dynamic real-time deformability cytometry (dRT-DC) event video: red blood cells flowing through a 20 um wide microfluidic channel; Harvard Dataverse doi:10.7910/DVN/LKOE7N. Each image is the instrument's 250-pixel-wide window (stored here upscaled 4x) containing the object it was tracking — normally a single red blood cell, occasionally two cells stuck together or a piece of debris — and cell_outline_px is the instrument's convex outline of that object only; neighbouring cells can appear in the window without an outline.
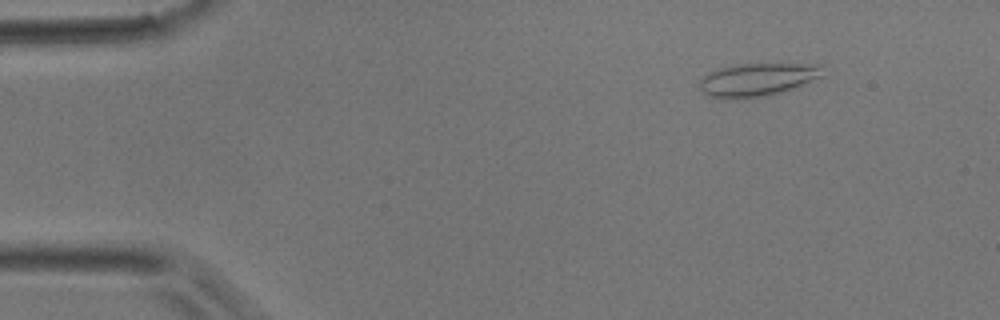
{"species": "common noctule bat (a hibernating species)", "species_latin": "Nyctalus noctula", "temperature_condition": "room temperature", "stored_images_in_passage": 6, "camera_frame_rate_fps": 3000, "um_per_image_px": 0.085, "animal": {"sex": "male", "body_mass_g": 17.9}, "frame": {"image": 1, "passage_image": 2, "time_ms": 0.333, "image_size_px": [1000, 320], "cell_outline_px": [[820, 76], [792, 88], [768, 96], [736, 100], [728, 100], [712, 96], [704, 92], [700, 88], [700, 80], [708, 72], [720, 68], [736, 64], [816, 64]], "centroid_in_image_um": [64.25, 6.79], "position_along_channel_um": 20.8, "area_um2": 23.24}}
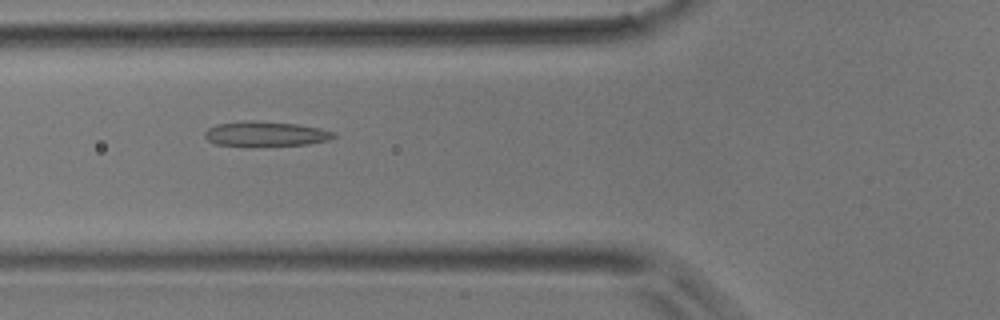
{"frame": {"image": 2, "passage_image": 5, "time_ms": 1.333, "image_size_px": [1000, 320], "cell_outline_px": [[336, 136], [328, 140], [308, 144], [252, 148], [216, 144], [208, 140], [204, 136], [204, 132], [208, 128], [216, 124], [252, 120], [296, 124], [320, 128], [336, 132]], "centroid_in_image_um": [22.56, 11.41], "position_along_channel_um": 103.2, "area_um2": 19.31}}
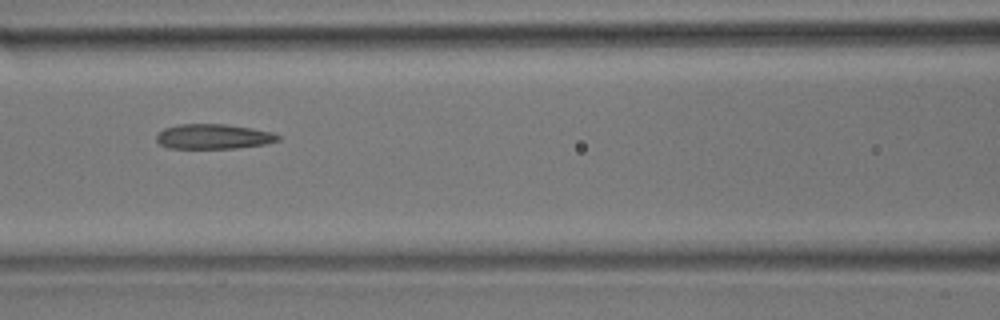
{"frame": {"image": 3, "passage_image": 6, "time_ms": 1.667, "image_size_px": [1000, 320], "cell_outline_px": [[280, 140], [264, 144], [236, 148], [168, 148], [160, 144], [156, 140], [156, 136], [164, 128], [176, 124], [228, 124], [252, 128], [272, 132], [280, 136]], "centroid_in_image_um": [18.14, 11.6], "position_along_channel_um": 148.5, "area_um2": 17.69}}